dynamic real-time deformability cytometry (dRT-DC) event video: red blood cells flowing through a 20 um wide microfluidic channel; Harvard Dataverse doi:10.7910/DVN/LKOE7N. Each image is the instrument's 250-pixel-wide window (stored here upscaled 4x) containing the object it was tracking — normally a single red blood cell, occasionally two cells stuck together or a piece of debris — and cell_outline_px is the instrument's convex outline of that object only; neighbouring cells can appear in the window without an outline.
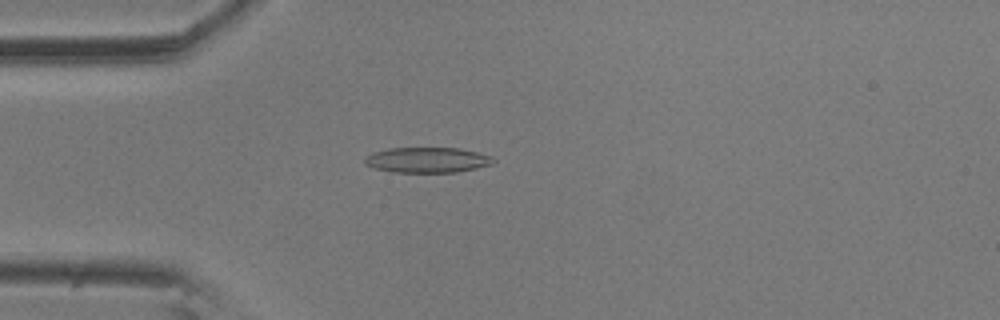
{"species": "common noctule bat (a hibernating species)", "species_latin": "Nyctalus noctula", "temperature_condition": "room temperature", "stored_images_in_passage": 24, "camera_frame_rate_fps": 3000, "um_per_image_px": 0.085, "animal": {"sex": "male", "body_mass_g": 20.5, "forearm_length_mm": 52.5}, "frame": {"image": 1, "passage_image": 7, "time_ms": 2.0, "image_size_px": [1000, 320], "cell_outline_px": [[496, 160], [492, 164], [476, 168], [456, 172], [392, 172], [376, 168], [364, 164], [364, 160], [372, 152], [388, 148], [460, 148], [492, 156]], "centroid_in_image_um": [36.33, 13.59], "position_along_channel_um": 48.7, "area_um2": 18.96}}
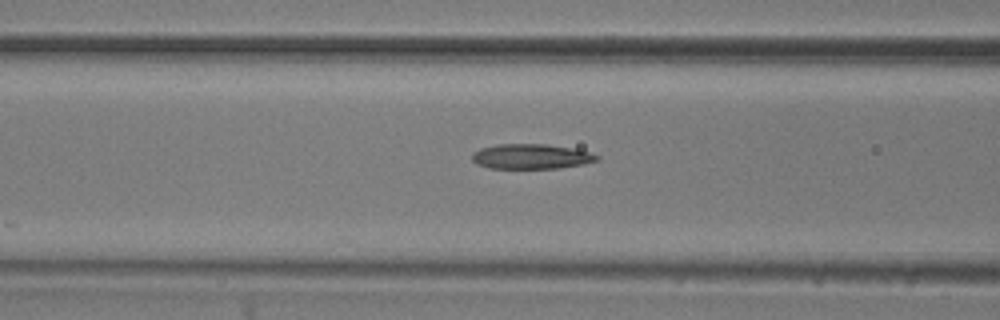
{"frame": {"image": 2, "passage_image": 14, "time_ms": 4.333, "image_size_px": [1000, 320], "cell_outline_px": [[600, 156], [596, 160], [584, 164], [560, 168], [488, 168], [476, 164], [472, 160], [472, 152], [480, 148], [496, 144], [548, 144], [572, 148], [588, 152]], "centroid_in_image_um": [45.1, 13.3], "position_along_channel_um": 121.5, "area_um2": 18.21}}
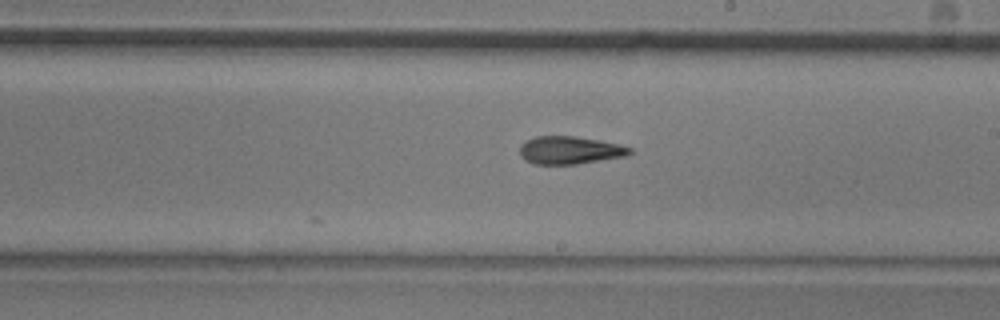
{"frame": {"image": 3, "passage_image": 24, "time_ms": 7.667, "image_size_px": [1000, 320], "cell_outline_px": [[632, 152], [624, 156], [576, 164], [536, 164], [524, 160], [520, 156], [520, 144], [524, 140], [536, 136], [572, 136], [620, 144], [632, 148]], "centroid_in_image_um": [48.38, 12.76], "position_along_channel_um": 240.6, "area_um2": 17.74}}